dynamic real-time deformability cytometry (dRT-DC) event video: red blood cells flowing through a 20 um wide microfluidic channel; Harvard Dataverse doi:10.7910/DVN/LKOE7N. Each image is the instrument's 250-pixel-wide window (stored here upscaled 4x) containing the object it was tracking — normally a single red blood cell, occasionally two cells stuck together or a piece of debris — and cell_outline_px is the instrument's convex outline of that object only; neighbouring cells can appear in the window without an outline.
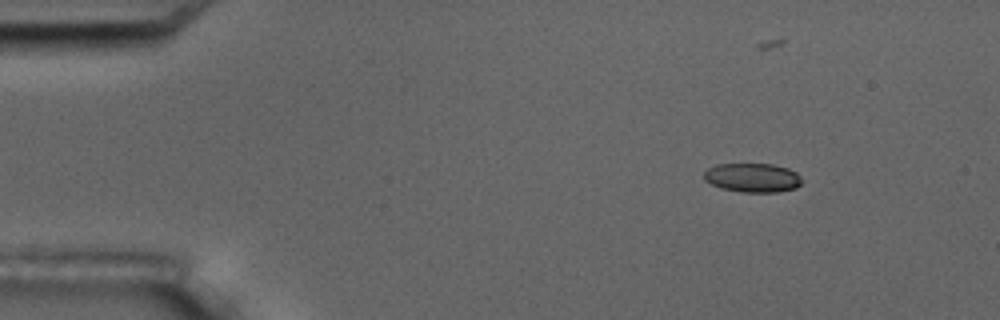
{"species": "common noctule bat (a hibernating species)", "species_latin": "Nyctalus noctula", "temperature_condition": "room temperature", "stored_images_in_passage": 5, "camera_frame_rate_fps": 3000, "um_per_image_px": 0.085, "animal": {"sex": "male", "body_mass_g": 17.5, "forearm_length_mm": 52.3}, "frame": {"image": 1, "passage_image": 2, "time_ms": 1.333, "image_size_px": [1000, 320], "cell_outline_px": [[800, 184], [796, 188], [776, 192], [740, 192], [720, 188], [704, 180], [704, 172], [708, 168], [716, 164], [772, 164], [788, 168], [796, 172], [800, 176]], "centroid_in_image_um": [63.95, 15.1], "position_along_channel_um": 21.1, "area_um2": 16.59}}
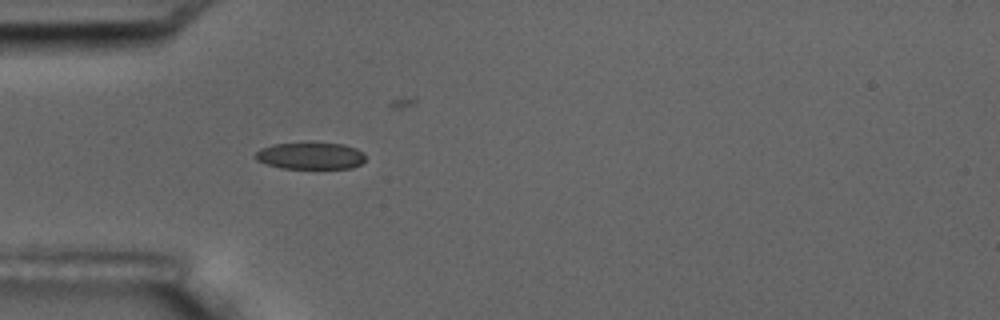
{"frame": {"image": 2, "passage_image": 5, "time_ms": 4.667, "image_size_px": [1000, 320], "cell_outline_px": [[364, 160], [360, 164], [352, 168], [280, 168], [256, 160], [252, 156], [260, 148], [272, 144], [312, 140], [344, 144], [356, 148], [364, 156]], "centroid_in_image_um": [26.33, 13.19], "position_along_channel_um": 58.7, "area_um2": 17.92}}